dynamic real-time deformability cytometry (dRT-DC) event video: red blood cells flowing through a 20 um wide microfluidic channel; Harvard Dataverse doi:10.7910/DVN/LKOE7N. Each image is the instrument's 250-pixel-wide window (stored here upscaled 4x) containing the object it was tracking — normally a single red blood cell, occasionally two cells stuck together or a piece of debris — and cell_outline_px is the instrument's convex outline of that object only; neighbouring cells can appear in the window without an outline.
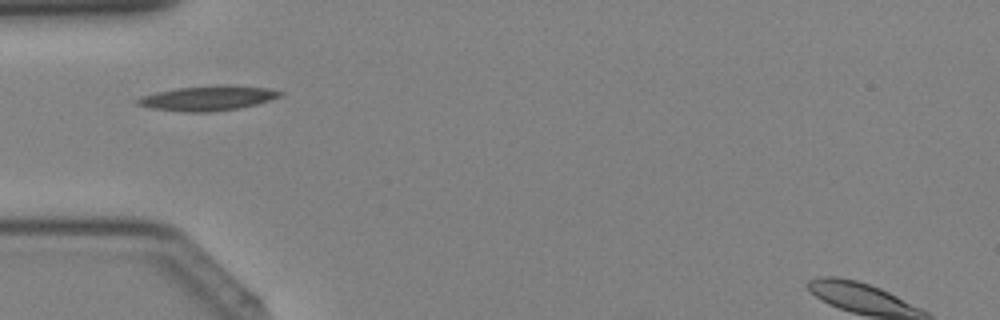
{"species": "Egyptian fruit bat (a non-hibernating species)", "species_latin": "Rousettus aegyptiacus", "temperature_condition": "cold", "stored_images_in_passage": 34, "camera_frame_rate_fps": 3000, "um_per_image_px": 0.085, "animal": {"sex": "female"}, "frame": {"image": 1, "passage_image": 7, "time_ms": 2.0, "image_size_px": [1000, 320], "cell_outline_px": [[284, 96], [256, 104], [236, 108], [208, 112], [184, 112], [152, 108], [136, 104], [136, 100], [140, 96], [156, 92], [176, 88], [224, 84], [232, 84], [268, 88], [284, 92]], "centroid_in_image_um": [17.7, 8.32], "position_along_channel_um": 67.3, "area_um2": 20.75}}
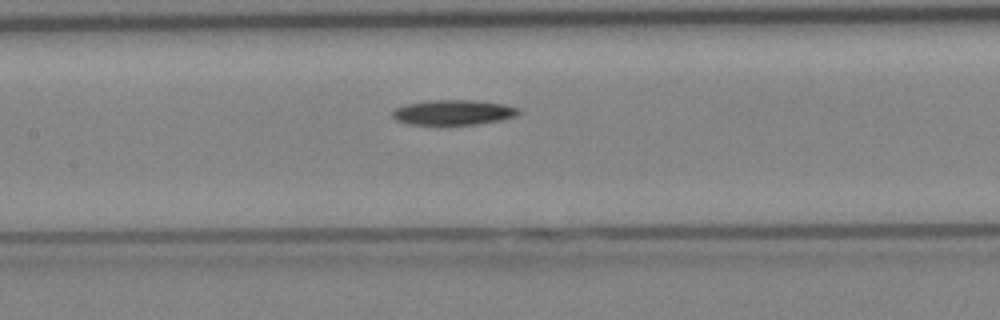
{"frame": {"image": 2, "passage_image": 13, "time_ms": 4.0, "image_size_px": [1000, 320], "cell_outline_px": [[520, 112], [516, 116], [500, 120], [476, 124], [408, 124], [396, 120], [392, 116], [392, 112], [396, 108], [404, 104], [428, 100], [476, 100], [504, 104], [520, 108]], "centroid_in_image_um": [38.53, 9.54], "position_along_channel_um": 168.9, "area_um2": 18.44}}
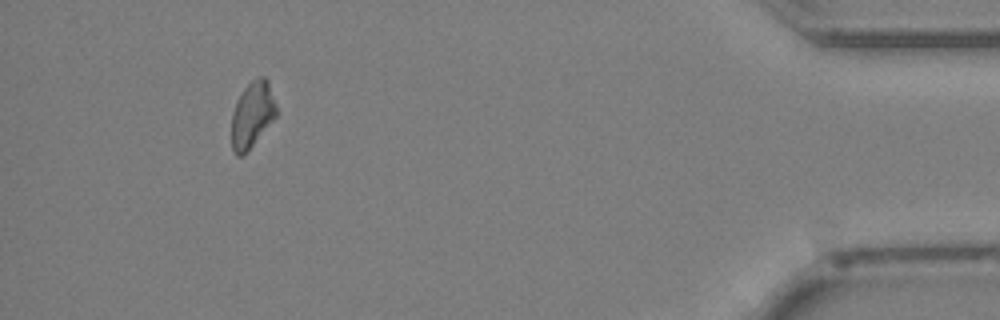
{"frame": {"image": 3, "passage_image": 31, "time_ms": 10.0, "image_size_px": [1000, 320], "cell_outline_px": [[276, 116], [248, 152], [240, 156], [236, 156], [232, 152], [232, 112], [244, 88], [256, 76], [264, 76], [268, 80], [276, 104]], "centroid_in_image_um": [21.44, 9.76], "position_along_channel_um": 413.8, "area_um2": 17.22}}